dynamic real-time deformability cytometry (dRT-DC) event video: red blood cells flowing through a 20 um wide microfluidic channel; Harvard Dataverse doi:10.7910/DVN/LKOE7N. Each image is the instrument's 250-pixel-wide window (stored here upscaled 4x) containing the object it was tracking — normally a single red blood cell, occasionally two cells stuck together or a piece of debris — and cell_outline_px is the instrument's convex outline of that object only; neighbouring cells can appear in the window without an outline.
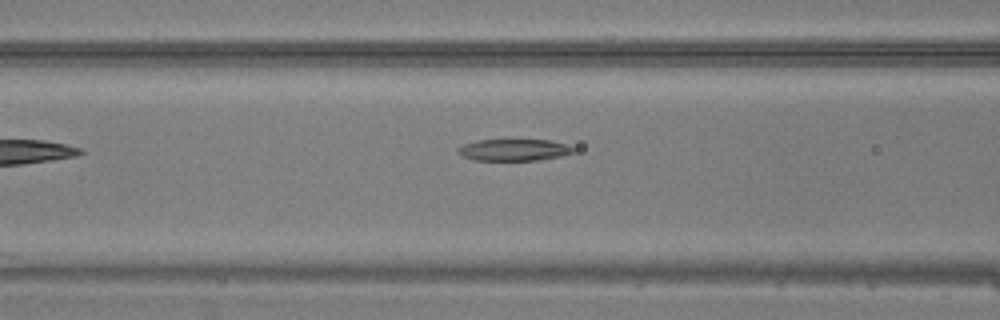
{"species": "common noctule bat (a hibernating species)", "species_latin": "Nyctalus noctula", "temperature_condition": "warm", "stored_images_in_passage": 8, "camera_frame_rate_fps": 3000, "um_per_image_px": 0.085, "animal": {"sex": "male", "body_mass_g": 20.5, "forearm_length_mm": 52.5}, "frame": {"image": 1, "passage_image": 6, "time_ms": 1.667, "image_size_px": [1000, 320], "cell_outline_px": [[576, 152], [560, 156], [540, 160], [476, 160], [464, 156], [456, 152], [456, 148], [464, 144], [480, 140], [508, 136], [548, 140], [564, 144], [576, 148]], "centroid_in_image_um": [43.69, 12.68], "position_along_channel_um": 122.9, "area_um2": 15.49}}